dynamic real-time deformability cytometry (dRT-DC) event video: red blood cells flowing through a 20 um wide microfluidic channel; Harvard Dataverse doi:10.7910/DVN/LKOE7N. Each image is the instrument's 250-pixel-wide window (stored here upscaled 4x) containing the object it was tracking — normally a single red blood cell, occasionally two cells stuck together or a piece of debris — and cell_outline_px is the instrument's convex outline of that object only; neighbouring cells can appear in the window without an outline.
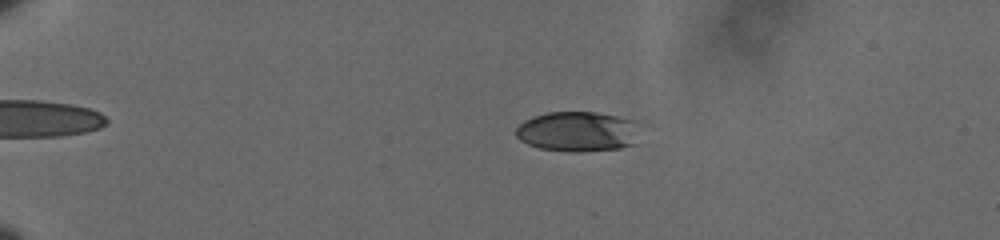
{"species": "human", "species_latin": "Homo sapiens", "temperature_condition": "cold", "stored_images_in_passage": 51, "camera_frame_rate_fps": 3000, "um_per_image_px": 0.085, "donor": {"sex": "male"}, "frame": {"image": 1, "passage_image": 5, "time_ms": 1.333, "image_size_px": [1000, 240], "cell_outline_px": [[636, 144], [620, 148], [576, 152], [568, 152], [540, 148], [528, 144], [520, 140], [516, 136], [516, 128], [524, 120], [548, 112], [596, 112], [636, 120]], "centroid_in_image_um": [49.1, 11.18], "position_along_channel_um": 35.9, "area_um2": 28.9}}
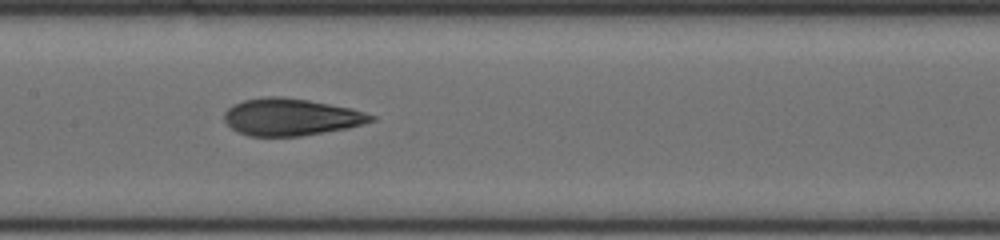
{"frame": {"image": 2, "passage_image": 24, "time_ms": 7.667, "image_size_px": [1000, 240], "cell_outline_px": [[376, 120], [364, 124], [348, 128], [300, 136], [248, 136], [232, 128], [224, 120], [224, 112], [232, 104], [244, 100], [264, 96], [280, 96], [308, 100], [352, 108], [376, 116]], "centroid_in_image_um": [24.74, 9.94], "position_along_channel_um": 182.7, "area_um2": 31.79}}
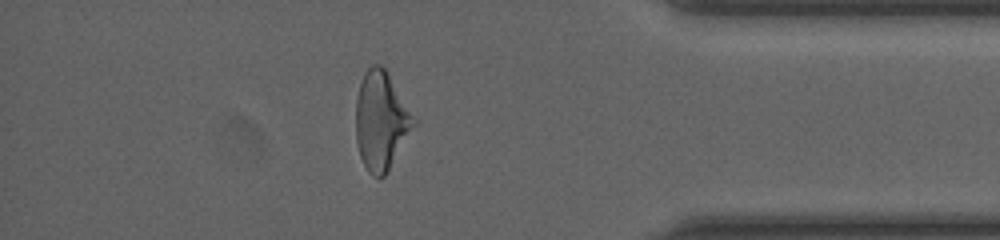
{"frame": {"image": 3, "passage_image": 44, "time_ms": 14.333, "image_size_px": [1000, 240], "cell_outline_px": [[416, 124], [388, 172], [380, 180], [372, 176], [368, 172], [360, 156], [356, 140], [356, 100], [360, 84], [364, 72], [372, 64], [380, 64], [384, 68], [416, 120]], "centroid_in_image_um": [32.38, 10.31], "position_along_channel_um": 402.8, "area_um2": 33.0}, "authors_computed_cell_mechanics": {"area_um2": 31.501, "velocity_mm_per_s": 3.6144, "shape_relaxation_time_tau1_ms": 6.6429, "shape_relaxation_time_tau2_ms": 1.8658, "deformation_change_tau1": 0.2033, "deformation_change_tau2": 0.0997}}